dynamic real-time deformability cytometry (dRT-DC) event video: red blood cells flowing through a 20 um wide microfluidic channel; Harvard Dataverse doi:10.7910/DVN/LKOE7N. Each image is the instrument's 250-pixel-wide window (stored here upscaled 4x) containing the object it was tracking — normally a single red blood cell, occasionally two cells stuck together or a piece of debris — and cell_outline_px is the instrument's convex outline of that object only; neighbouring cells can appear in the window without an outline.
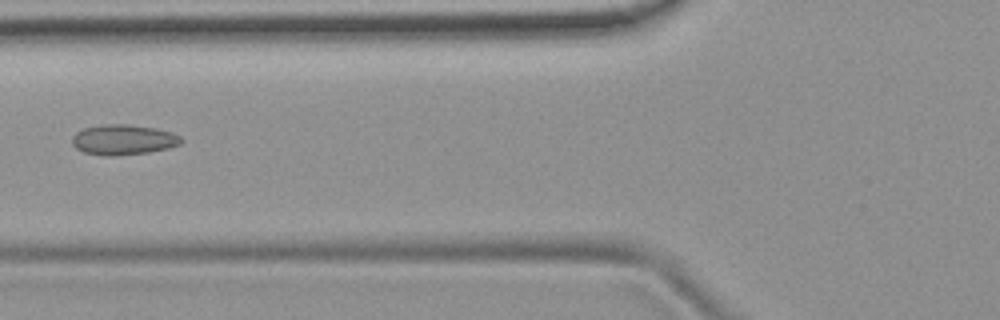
{"species": "common noctule bat (a hibernating species)", "species_latin": "Nyctalus noctula", "temperature_condition": "room temperature", "stored_images_in_passage": 4, "camera_frame_rate_fps": 3000, "um_per_image_px": 0.085, "animal": {"sex": "female", "body_mass_g": 19.9}, "frame": {"image": 1, "passage_image": 4, "time_ms": 3.333, "image_size_px": [1000, 320], "cell_outline_px": [[184, 140], [180, 144], [168, 148], [148, 152], [112, 156], [104, 156], [84, 152], [76, 148], [72, 144], [72, 136], [76, 132], [84, 128], [100, 124], [128, 124], [156, 128], [172, 132], [180, 136]], "centroid_in_image_um": [10.48, 11.87], "position_along_channel_um": 115.3, "area_um2": 19.36}}